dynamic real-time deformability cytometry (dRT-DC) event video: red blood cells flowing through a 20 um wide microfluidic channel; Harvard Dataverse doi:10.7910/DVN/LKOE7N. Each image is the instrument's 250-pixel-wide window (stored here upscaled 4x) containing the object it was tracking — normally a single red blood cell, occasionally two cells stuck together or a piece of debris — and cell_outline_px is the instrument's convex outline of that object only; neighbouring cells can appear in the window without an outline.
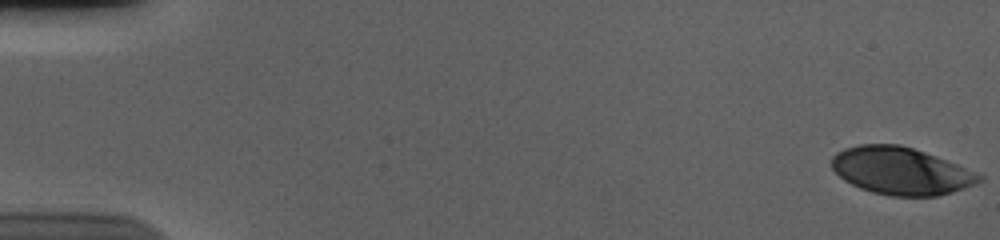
{"species": "human", "species_latin": "Homo sapiens", "temperature_condition": "cold", "stored_images_in_passage": 57, "camera_frame_rate_fps": 3000, "um_per_image_px": 0.085, "donor": {"sex": "male"}, "frame": {"image": 1, "passage_image": 1, "time_ms": 0.0, "image_size_px": [1000, 240], "cell_outline_px": [[984, 180], [976, 184], [964, 188], [936, 196], [888, 196], [872, 192], [860, 188], [844, 180], [832, 168], [832, 156], [836, 152], [844, 148], [860, 144], [900, 144], [936, 156], [976, 172], [984, 176]], "centroid_in_image_um": [76.57, 14.53], "position_along_channel_um": 8.4, "area_um2": 40.63}}
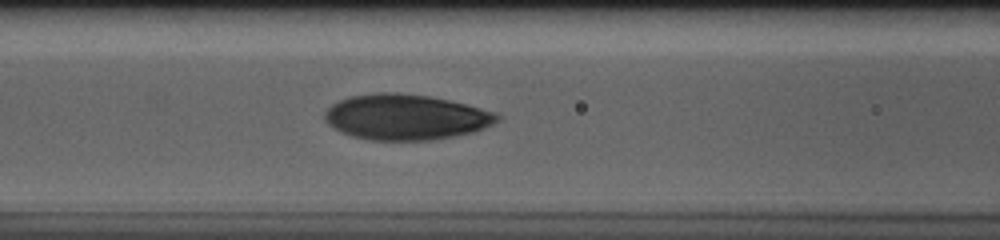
{"frame": {"image": 2, "passage_image": 25, "time_ms": 8.0, "image_size_px": [1000, 240], "cell_outline_px": [[500, 120], [484, 128], [472, 132], [452, 136], [428, 140], [368, 140], [352, 136], [340, 132], [328, 124], [324, 120], [324, 112], [332, 104], [340, 100], [352, 96], [376, 92], [396, 92], [432, 96], [496, 112], [500, 116]], "centroid_in_image_um": [34.46, 9.94], "position_along_channel_um": 132.1, "area_um2": 45.72}}
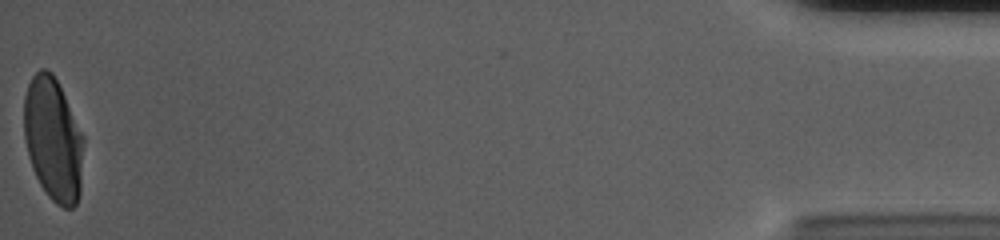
{"frame": {"image": 3, "passage_image": 57, "time_ms": 18.667, "image_size_px": [1000, 240], "cell_outline_px": [[84, 144], [80, 192], [76, 204], [72, 208], [64, 208], [56, 204], [48, 196], [40, 184], [32, 168], [28, 156], [24, 140], [24, 96], [28, 84], [32, 76], [40, 68], [48, 68], [52, 72], [84, 136]], "centroid_in_image_um": [4.51, 11.85], "position_along_channel_um": 430.7, "area_um2": 43.06}, "authors_computed_cell_mechanics": {"area_um2": 43.2344, "velocity_mm_per_s": 3.6758, "shape_relaxation_time_tau1_ms": 5.4462, "shape_relaxation_time_tau2_ms": 0.8778, "deformation_change_tau1": 0.2117, "deformation_change_tau2": 0.0532}}